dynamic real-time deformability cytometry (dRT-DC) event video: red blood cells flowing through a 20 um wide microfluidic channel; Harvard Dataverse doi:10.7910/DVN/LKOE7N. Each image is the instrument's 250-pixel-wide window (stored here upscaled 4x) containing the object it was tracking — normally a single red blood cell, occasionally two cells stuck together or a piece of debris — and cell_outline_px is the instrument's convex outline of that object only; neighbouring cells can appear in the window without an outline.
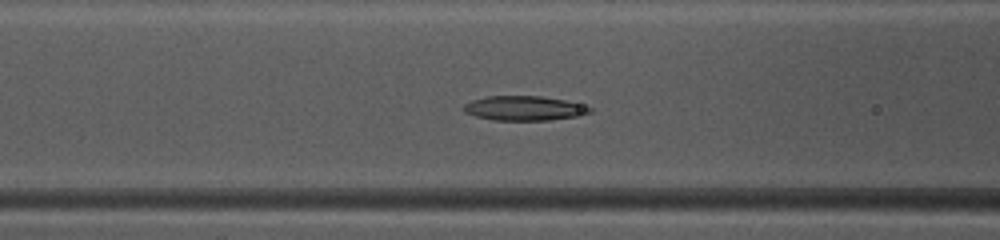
{"species": "common noctule bat (a hibernating species)", "species_latin": "Nyctalus noctula", "temperature_condition": "warm", "stored_images_in_passage": 36, "camera_frame_rate_fps": 3000, "um_per_image_px": 0.085, "animal": {"sex": "female", "body_mass_g": 10.0, "forearm_length_mm": 53.1}, "frame": {"image": 1, "passage_image": 8, "time_ms": 2.333, "image_size_px": [1000, 240], "cell_outline_px": [[592, 112], [576, 116], [548, 120], [492, 120], [476, 116], [464, 112], [464, 104], [472, 100], [488, 96], [540, 96], [564, 100], [592, 108]], "centroid_in_image_um": [44.52, 9.2], "position_along_channel_um": 122.1, "area_um2": 17.8}}
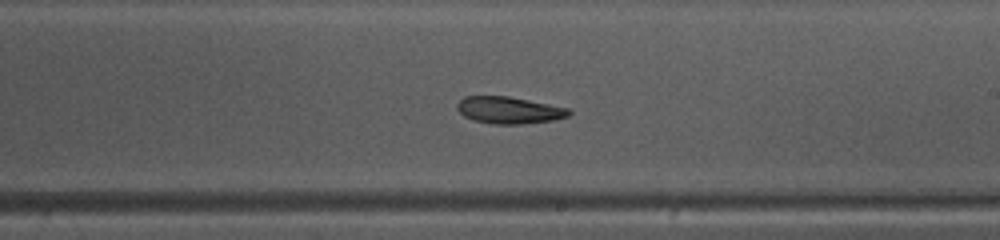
{"frame": {"image": 2, "passage_image": 17, "time_ms": 5.333, "image_size_px": [1000, 240], "cell_outline_px": [[572, 112], [568, 116], [552, 120], [524, 124], [492, 124], [472, 120], [464, 116], [456, 108], [456, 104], [464, 96], [508, 96], [568, 108]], "centroid_in_image_um": [43.23, 9.37], "position_along_channel_um": 245.8, "area_um2": 17.51}}
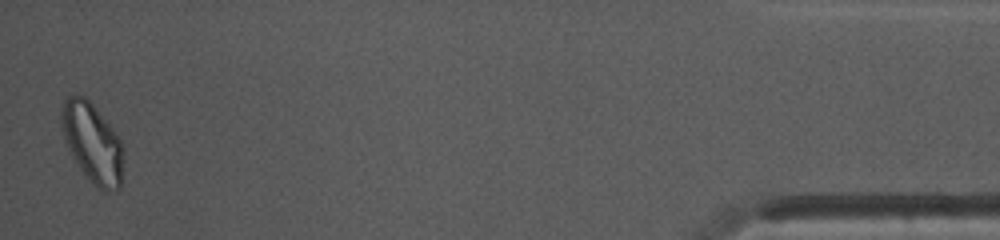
{"frame": {"image": 3, "passage_image": 36, "time_ms": 11.667, "image_size_px": [1000, 240], "cell_outline_px": [[124, 180], [120, 188], [108, 192], [92, 184], [84, 176], [72, 156], [64, 140], [60, 124], [60, 112], [64, 96], [84, 96], [92, 104], [112, 128], [120, 140], [124, 148]], "centroid_in_image_um": [7.86, 12.19], "position_along_channel_um": 427.3, "area_um2": 29.36}}